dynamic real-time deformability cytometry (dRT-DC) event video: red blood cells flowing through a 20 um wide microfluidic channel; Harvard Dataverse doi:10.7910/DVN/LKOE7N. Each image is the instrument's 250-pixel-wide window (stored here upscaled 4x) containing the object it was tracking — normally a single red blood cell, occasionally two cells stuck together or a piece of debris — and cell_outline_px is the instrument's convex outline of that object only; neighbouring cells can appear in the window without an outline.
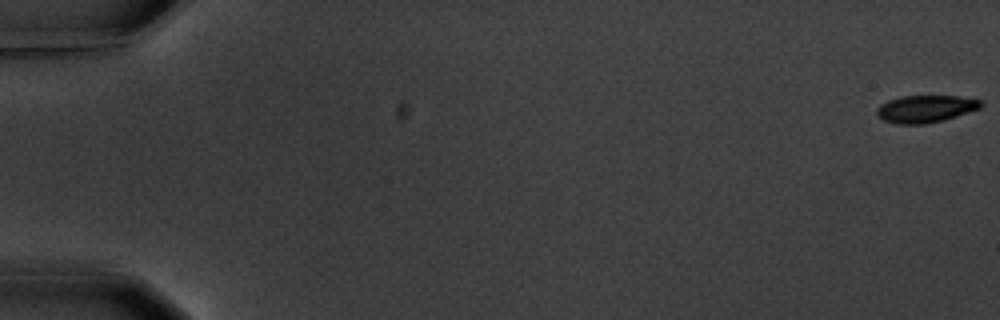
{"species": "common noctule bat (a hibernating species)", "species_latin": "Nyctalus noctula", "temperature_condition": "warm", "stored_images_in_passage": 5, "camera_frame_rate_fps": 3000, "um_per_image_px": 0.085, "animal": {"sex": "male", "body_mass_g": 20.1, "forearm_length_mm": 53.5}, "frame": {"image": 1, "passage_image": 1, "time_ms": 0.0, "image_size_px": [1000, 320], "cell_outline_px": [[984, 104], [980, 108], [944, 120], [924, 124], [896, 124], [884, 120], [876, 112], [876, 108], [880, 104], [888, 100], [900, 96], [956, 96], [980, 100]], "centroid_in_image_um": [78.65, 9.25], "position_along_channel_um": 6.3, "area_um2": 16.47}}